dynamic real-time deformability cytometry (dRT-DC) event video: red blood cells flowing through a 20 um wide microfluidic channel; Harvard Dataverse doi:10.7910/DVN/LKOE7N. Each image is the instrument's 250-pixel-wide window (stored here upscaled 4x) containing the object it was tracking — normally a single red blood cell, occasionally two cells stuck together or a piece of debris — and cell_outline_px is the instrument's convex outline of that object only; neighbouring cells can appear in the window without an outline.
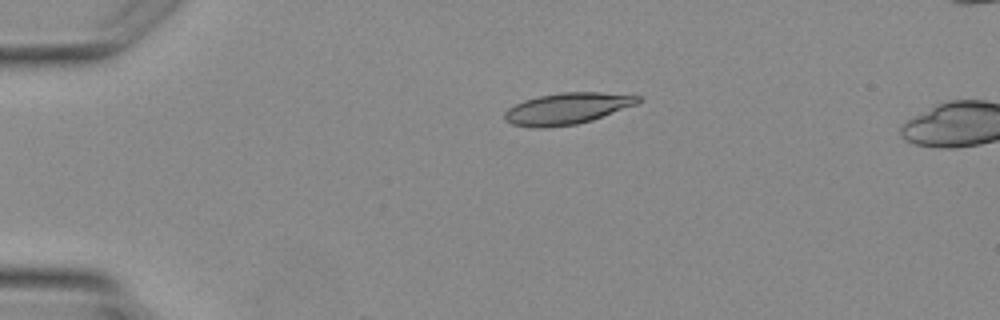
{"species": "Egyptian fruit bat (a non-hibernating species)", "species_latin": "Rousettus aegyptiacus", "temperature_condition": "warm", "stored_images_in_passage": 3, "camera_frame_rate_fps": 3000, "um_per_image_px": 0.085, "animal": {"sex": "female"}, "frame": {"image": 1, "passage_image": 3, "time_ms": 2.333, "image_size_px": [1000, 320], "cell_outline_px": [[644, 100], [636, 104], [592, 120], [576, 124], [540, 128], [536, 128], [512, 124], [504, 120], [504, 112], [508, 108], [524, 100], [540, 96], [560, 92], [600, 92], [640, 96]], "centroid_in_image_um": [48.2, 9.22], "position_along_channel_um": 36.8, "area_um2": 24.28}}